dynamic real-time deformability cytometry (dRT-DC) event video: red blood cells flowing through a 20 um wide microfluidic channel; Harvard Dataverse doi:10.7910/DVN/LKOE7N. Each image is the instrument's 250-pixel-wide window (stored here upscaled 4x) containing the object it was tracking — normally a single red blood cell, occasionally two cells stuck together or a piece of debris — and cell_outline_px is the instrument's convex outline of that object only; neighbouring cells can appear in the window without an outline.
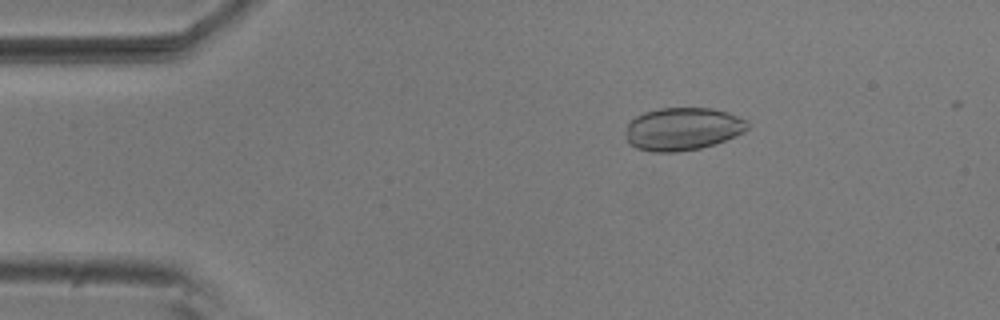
{"species": "common noctule bat (a hibernating species)", "species_latin": "Nyctalus noctula", "temperature_condition": "room temperature", "stored_images_in_passage": 4, "camera_frame_rate_fps": 3000, "um_per_image_px": 0.085, "animal": {"sex": "male", "body_mass_g": 20.5, "forearm_length_mm": 52.5}, "frame": {"image": 1, "passage_image": 2, "time_ms": 0.333, "image_size_px": [1000, 320], "cell_outline_px": [[748, 128], [744, 132], [736, 136], [716, 144], [700, 148], [676, 152], [652, 152], [636, 148], [628, 144], [628, 124], [636, 116], [644, 112], [660, 108], [712, 108], [728, 112], [748, 120]], "centroid_in_image_um": [58.07, 10.96], "position_along_channel_um": 26.9, "area_um2": 30.46}}